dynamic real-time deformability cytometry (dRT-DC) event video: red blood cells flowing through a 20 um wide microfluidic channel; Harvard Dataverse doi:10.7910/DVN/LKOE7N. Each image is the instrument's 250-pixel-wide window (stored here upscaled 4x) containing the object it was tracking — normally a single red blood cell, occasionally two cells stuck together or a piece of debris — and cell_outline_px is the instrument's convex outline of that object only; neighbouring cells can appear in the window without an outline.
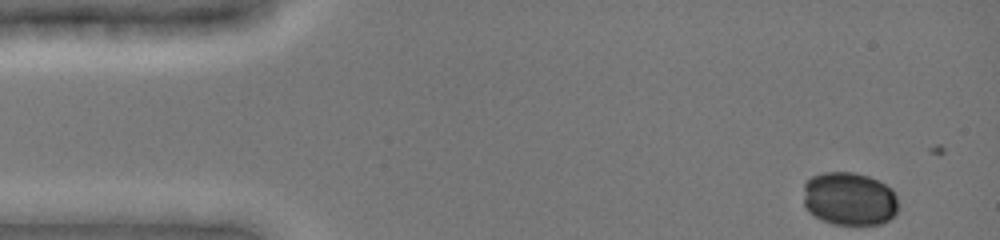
{"species": "common noctule bat (a hibernating species)", "species_latin": "Nyctalus noctula", "temperature_condition": "cold", "stored_images_in_passage": 11, "camera_frame_rate_fps": 3000, "um_per_image_px": 0.085, "animal": {"sex": "female", "body_mass_g": 19.0, "forearm_length_mm": 51.5}, "frame": {"image": 1, "passage_image": 2, "time_ms": 0.333, "image_size_px": [1000, 240], "cell_outline_px": [[896, 212], [888, 220], [880, 224], [832, 224], [820, 220], [808, 212], [804, 204], [804, 184], [812, 176], [824, 172], [852, 172], [868, 176], [892, 188], [896, 196]], "centroid_in_image_um": [72.16, 16.9], "position_along_channel_um": 12.8, "area_um2": 29.48}}